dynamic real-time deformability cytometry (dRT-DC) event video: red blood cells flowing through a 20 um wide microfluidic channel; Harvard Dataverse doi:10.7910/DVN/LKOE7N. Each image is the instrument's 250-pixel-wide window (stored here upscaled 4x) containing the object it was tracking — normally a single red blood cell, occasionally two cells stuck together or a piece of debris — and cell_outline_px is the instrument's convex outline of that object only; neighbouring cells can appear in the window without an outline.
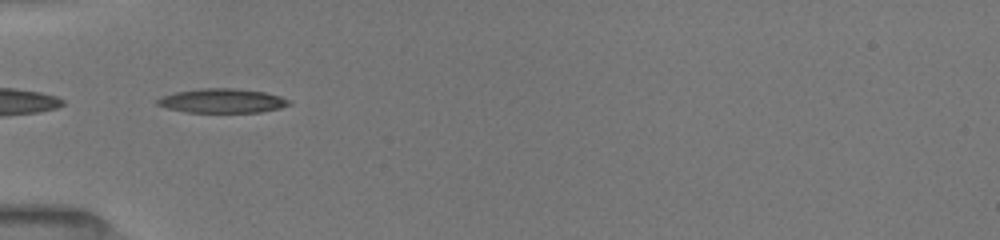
{"species": "common noctule bat (a hibernating species)", "species_latin": "Nyctalus noctula", "temperature_condition": "room temperature", "stored_images_in_passage": 43, "camera_frame_rate_fps": 3000, "um_per_image_px": 0.085, "animal": {"sex": "female", "body_mass_g": 19.5, "forearm_length_mm": 54.1}, "frame": {"image": 1, "passage_image": 9, "time_ms": 2.667, "image_size_px": [1000, 240], "cell_outline_px": [[292, 104], [280, 108], [260, 112], [184, 112], [168, 108], [156, 104], [156, 100], [160, 96], [176, 92], [200, 88], [232, 88], [264, 92], [280, 96], [292, 100]], "centroid_in_image_um": [18.9, 8.56], "position_along_channel_um": 66.1, "area_um2": 18.67}}
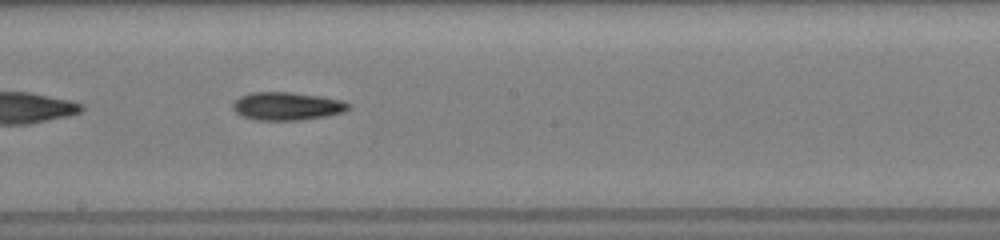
{"frame": {"image": 2, "passage_image": 21, "time_ms": 6.667, "image_size_px": [1000, 240], "cell_outline_px": [[352, 108], [344, 112], [324, 116], [300, 120], [252, 120], [240, 116], [232, 108], [232, 104], [240, 96], [252, 92], [288, 92], [320, 96], [344, 100], [352, 104]], "centroid_in_image_um": [24.41, 9.02], "position_along_channel_um": 223.8, "area_um2": 19.13}}
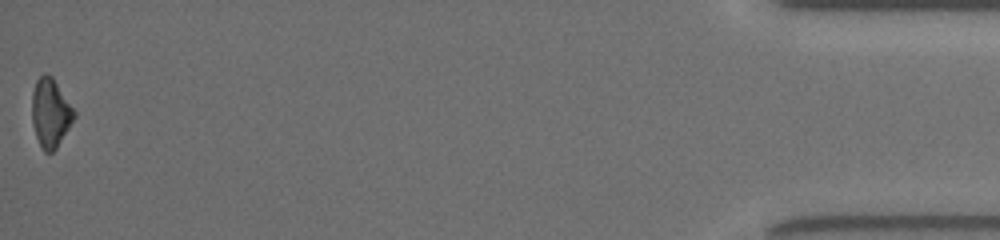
{"frame": {"image": 3, "passage_image": 43, "time_ms": 14.0, "image_size_px": [1000, 240], "cell_outline_px": [[76, 116], [56, 148], [52, 152], [44, 152], [36, 136], [32, 124], [32, 92], [36, 80], [44, 72], [52, 76], [76, 112]], "centroid_in_image_um": [4.28, 9.57], "position_along_channel_um": 430.9, "area_um2": 16.82}, "authors_computed_cell_mechanics": {"area_um2": 18.1492, "velocity_mm_per_s": 4.0059, "shape_relaxation_time_tau1_ms": 3.8243, "shape_relaxation_time_tau2_ms": null, "deformation_change_tau1": 0.1382, "deformation_change_tau2": null}}